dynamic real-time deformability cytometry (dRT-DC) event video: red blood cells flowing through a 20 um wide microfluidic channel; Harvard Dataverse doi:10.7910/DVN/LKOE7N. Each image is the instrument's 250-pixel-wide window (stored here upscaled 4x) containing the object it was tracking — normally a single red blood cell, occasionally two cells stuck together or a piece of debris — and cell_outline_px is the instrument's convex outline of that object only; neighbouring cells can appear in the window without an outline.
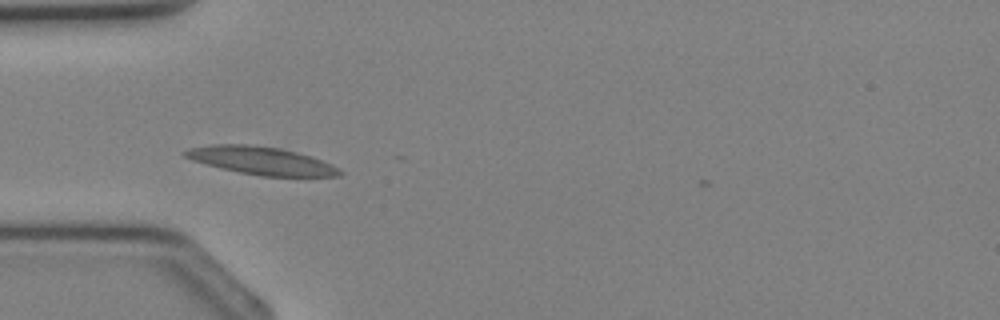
{"species": "Egyptian fruit bat (a non-hibernating species)", "species_latin": "Rousettus aegyptiacus", "temperature_condition": "cold", "stored_images_in_passage": 4, "camera_frame_rate_fps": 3000, "um_per_image_px": 0.085, "animal": {"sex": "female"}, "frame": {"image": 1, "passage_image": 1, "time_ms": 0.0, "image_size_px": [1000, 320], "cell_outline_px": [[344, 172], [340, 176], [260, 176], [220, 168], [192, 160], [184, 156], [180, 152], [188, 148], [212, 144], [244, 144], [280, 148], [312, 156], [332, 164], [340, 168]], "centroid_in_image_um": [22.2, 13.65], "position_along_channel_um": 62.8, "area_um2": 25.2}}
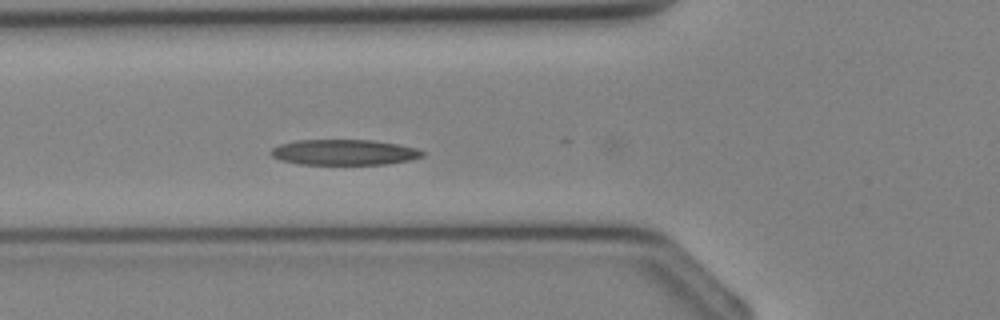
{"frame": {"image": 2, "passage_image": 3, "time_ms": 0.667, "image_size_px": [1000, 320], "cell_outline_px": [[424, 156], [412, 160], [388, 164], [300, 164], [280, 160], [272, 156], [268, 152], [272, 148], [280, 144], [296, 140], [372, 140], [400, 144], [416, 148], [424, 152]], "centroid_in_image_um": [29.27, 12.94], "position_along_channel_um": 96.5, "area_um2": 22.72}}